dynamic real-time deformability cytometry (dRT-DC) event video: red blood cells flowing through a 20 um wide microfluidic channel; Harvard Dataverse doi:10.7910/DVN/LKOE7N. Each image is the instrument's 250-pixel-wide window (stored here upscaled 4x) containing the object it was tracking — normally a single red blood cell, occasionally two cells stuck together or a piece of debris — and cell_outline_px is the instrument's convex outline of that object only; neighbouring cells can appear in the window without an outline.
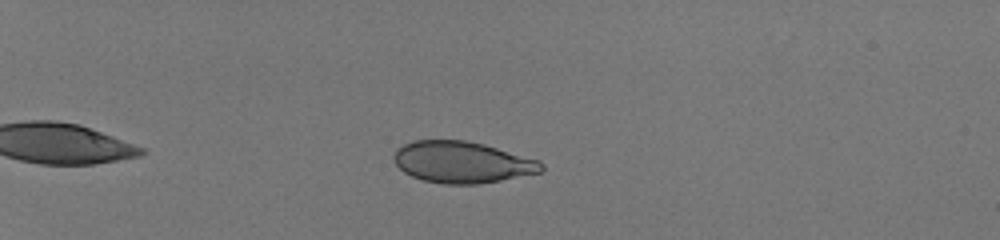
{"species": "human", "species_latin": "Homo sapiens", "temperature_condition": "room temperature", "stored_images_in_passage": 43, "camera_frame_rate_fps": 3000, "um_per_image_px": 0.085, "donor": {"sex": "male"}, "frame": {"image": 1, "passage_image": 6, "time_ms": 1.667, "image_size_px": [1000, 240], "cell_outline_px": [[544, 168], [540, 172], [500, 180], [476, 184], [444, 184], [424, 180], [412, 176], [404, 172], [396, 164], [392, 156], [396, 148], [412, 140], [464, 140], [484, 144], [540, 160], [544, 164]], "centroid_in_image_um": [39.26, 13.77], "position_along_channel_um": 45.7, "area_um2": 35.66}}
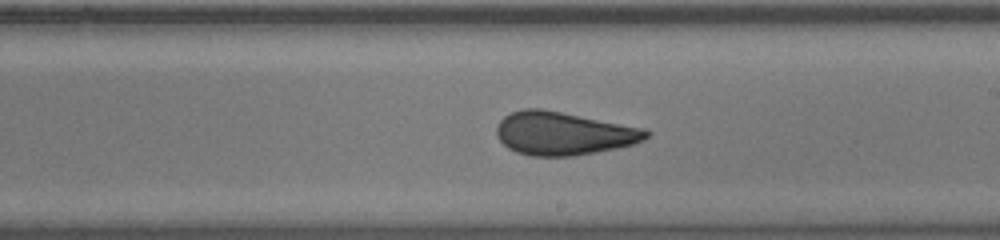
{"frame": {"image": 2, "passage_image": 26, "time_ms": 8.333, "image_size_px": [1000, 240], "cell_outline_px": [[652, 132], [644, 140], [632, 144], [616, 148], [596, 152], [572, 156], [532, 156], [516, 152], [508, 148], [500, 140], [496, 132], [496, 124], [504, 116], [512, 112], [524, 108], [540, 108], [644, 128]], "centroid_in_image_um": [47.87, 11.34], "position_along_channel_um": 241.1, "area_um2": 37.51}}
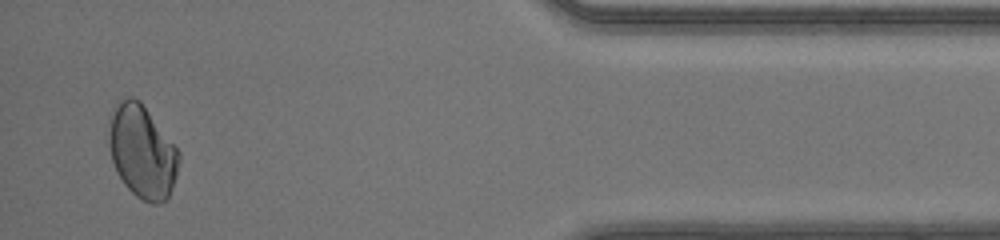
{"frame": {"image": 3, "passage_image": 42, "time_ms": 13.667, "image_size_px": [1000, 240], "cell_outline_px": [[180, 160], [176, 176], [168, 196], [164, 200], [156, 204], [152, 204], [136, 196], [124, 184], [116, 172], [112, 160], [108, 144], [108, 116], [112, 108], [120, 100], [128, 96], [132, 96], [140, 100], [180, 152]], "centroid_in_image_um": [12.04, 12.84], "position_along_channel_um": 423.2, "area_um2": 38.21}}